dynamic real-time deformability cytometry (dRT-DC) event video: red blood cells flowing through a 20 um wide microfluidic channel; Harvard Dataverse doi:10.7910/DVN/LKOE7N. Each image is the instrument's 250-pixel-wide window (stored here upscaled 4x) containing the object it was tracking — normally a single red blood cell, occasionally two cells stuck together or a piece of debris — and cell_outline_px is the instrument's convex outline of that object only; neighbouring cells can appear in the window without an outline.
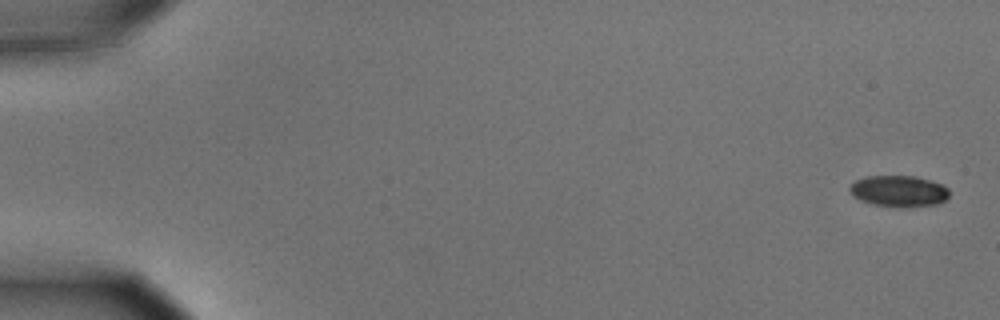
{"species": "common noctule bat (a hibernating species)", "species_latin": "Nyctalus noctula", "temperature_condition": "cold", "stored_images_in_passage": 6, "camera_frame_rate_fps": 3000, "um_per_image_px": 0.085, "animal": {"sex": "male", "body_mass_g": 15.6}, "frame": {"image": 1, "passage_image": 1, "time_ms": 0.0, "image_size_px": [1000, 320], "cell_outline_px": [[948, 196], [944, 200], [936, 204], [908, 208], [896, 208], [872, 204], [860, 200], [848, 192], [848, 188], [856, 180], [864, 176], [916, 176], [940, 184], [948, 188]], "centroid_in_image_um": [76.35, 16.26], "position_along_channel_um": 8.6, "area_um2": 18.32}}
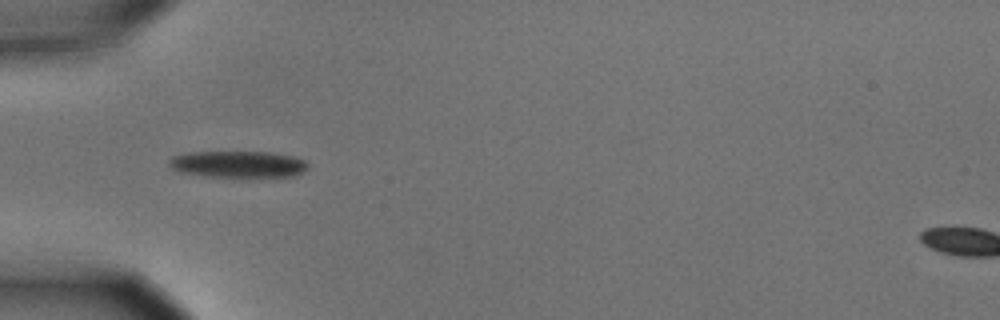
{"frame": {"image": 2, "passage_image": 5, "time_ms": 1.333, "image_size_px": [1000, 320], "cell_outline_px": [[308, 168], [292, 176], [204, 176], [180, 172], [172, 168], [168, 164], [168, 160], [172, 156], [188, 152], [272, 152], [296, 156], [304, 160], [308, 164]], "centroid_in_image_um": [20.21, 13.94], "position_along_channel_um": 64.8, "area_um2": 21.44}}
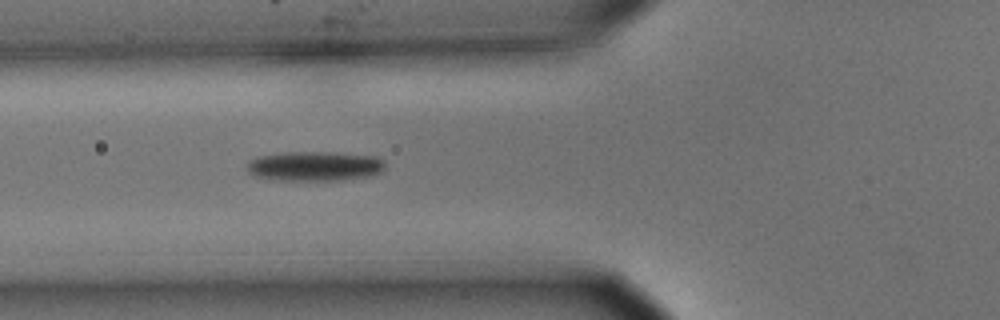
{"frame": {"image": 3, "passage_image": 6, "time_ms": 1.667, "image_size_px": [1000, 320], "cell_outline_px": [[384, 168], [380, 172], [372, 176], [344, 180], [268, 180], [256, 176], [248, 172], [248, 160], [260, 156], [284, 152], [332, 152], [380, 156], [384, 160]], "centroid_in_image_um": [26.78, 14.12], "position_along_channel_um": 99.0, "area_um2": 24.22}}